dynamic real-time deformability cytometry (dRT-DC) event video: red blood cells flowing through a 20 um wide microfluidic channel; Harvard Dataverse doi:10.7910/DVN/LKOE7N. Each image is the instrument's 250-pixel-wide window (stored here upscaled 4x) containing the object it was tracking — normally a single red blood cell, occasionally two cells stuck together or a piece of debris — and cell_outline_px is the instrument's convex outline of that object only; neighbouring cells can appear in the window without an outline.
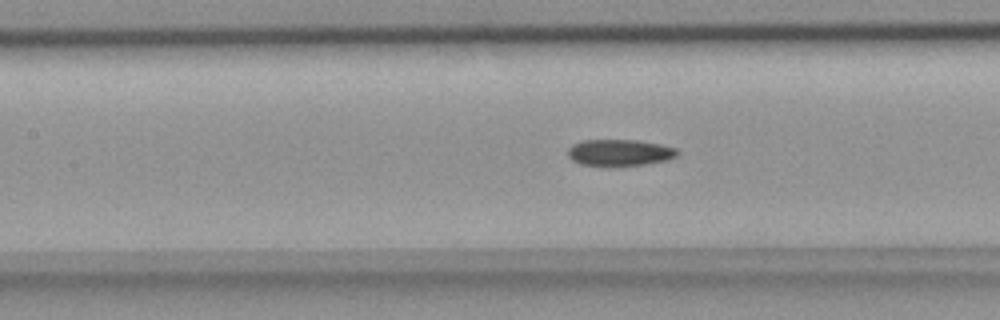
{"species": "common noctule bat (a hibernating species)", "species_latin": "Nyctalus noctula", "temperature_condition": "room temperature", "stored_images_in_passage": 46, "camera_frame_rate_fps": 3000, "um_per_image_px": 0.085, "animal": {"sex": "female", "body_mass_g": 18.4}, "frame": {"image": 1, "passage_image": 16, "time_ms": 5.0, "image_size_px": [1000, 320], "cell_outline_px": [[680, 152], [676, 156], [668, 160], [644, 164], [612, 168], [608, 168], [580, 164], [572, 160], [568, 156], [568, 148], [572, 144], [584, 140], [636, 140], [660, 144], [676, 148]], "centroid_in_image_um": [52.65, 13.0], "position_along_channel_um": 154.8, "area_um2": 17.46}}
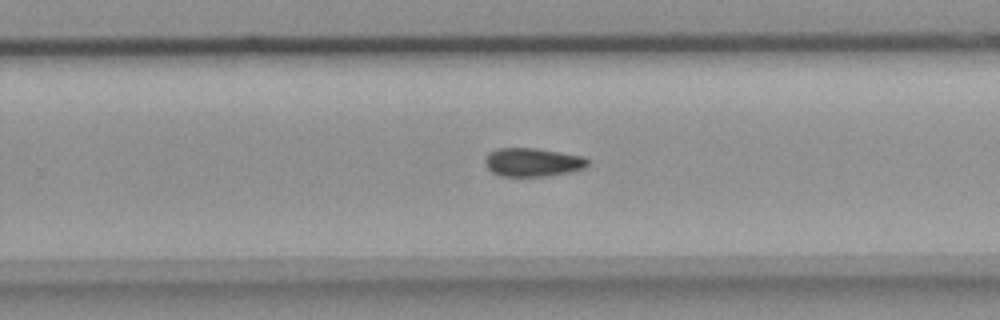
{"frame": {"image": 2, "passage_image": 26, "time_ms": 8.333, "image_size_px": [1000, 320], "cell_outline_px": [[588, 164], [584, 168], [552, 176], [500, 176], [492, 172], [484, 164], [484, 160], [488, 152], [496, 148], [536, 148], [584, 156], [588, 160]], "centroid_in_image_um": [45.25, 13.78], "position_along_channel_um": 284.6, "area_um2": 17.22}}
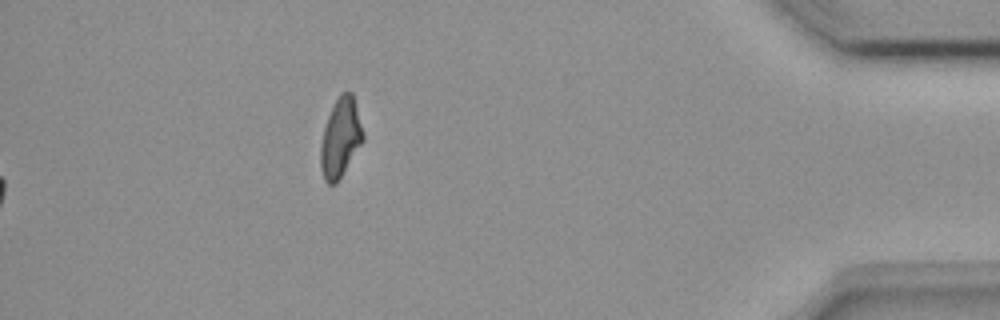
{"frame": {"image": 3, "passage_image": 46, "time_ms": 15.0, "image_size_px": [1000, 320], "cell_outline_px": [[364, 140], [336, 184], [328, 184], [324, 180], [320, 168], [320, 144], [324, 128], [328, 116], [340, 92], [352, 92], [364, 136]], "centroid_in_image_um": [28.92, 11.74], "position_along_channel_um": 406.3, "area_um2": 19.36}, "authors_computed_cell_mechanics": {"area_um2": 16.9643, "velocity_mm_per_s": 3.9158, "shape_relaxation_time_tau1_ms": 6.0179, "shape_relaxation_time_tau2_ms": null, "deformation_change_tau1": 0.1043, "deformation_change_tau2": null}}